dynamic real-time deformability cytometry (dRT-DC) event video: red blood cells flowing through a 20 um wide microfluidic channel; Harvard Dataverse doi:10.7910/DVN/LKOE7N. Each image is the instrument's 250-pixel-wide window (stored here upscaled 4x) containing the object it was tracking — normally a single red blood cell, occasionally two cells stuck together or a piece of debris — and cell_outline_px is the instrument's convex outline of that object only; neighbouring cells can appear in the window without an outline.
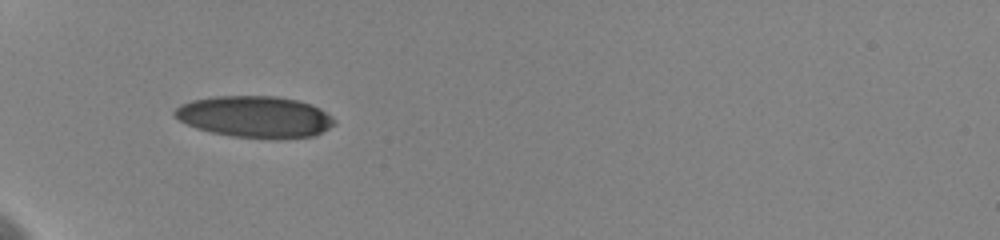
{"species": "human", "species_latin": "Homo sapiens", "temperature_condition": "cold", "stored_images_in_passage": 24, "camera_frame_rate_fps": 3000, "um_per_image_px": 0.085, "donor": {"sex": "female"}, "frame": {"image": 1, "passage_image": 1, "time_ms": 0.0, "image_size_px": [1000, 240], "cell_outline_px": [[336, 124], [316, 136], [284, 140], [276, 140], [232, 136], [212, 132], [196, 128], [180, 120], [172, 112], [180, 104], [192, 100], [216, 96], [276, 96], [296, 100], [312, 104], [320, 108], [332, 116], [336, 120]], "centroid_in_image_um": [21.74, 9.95], "position_along_channel_um": 63.3, "area_um2": 39.19}}